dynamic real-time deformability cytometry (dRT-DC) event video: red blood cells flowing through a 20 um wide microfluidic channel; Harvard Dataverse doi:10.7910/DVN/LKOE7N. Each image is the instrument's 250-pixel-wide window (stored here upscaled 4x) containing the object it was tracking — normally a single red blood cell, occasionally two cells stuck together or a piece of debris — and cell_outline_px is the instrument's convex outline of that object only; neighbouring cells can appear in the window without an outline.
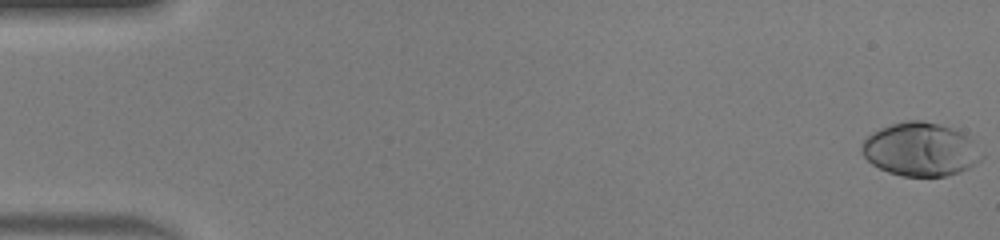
{"species": "human", "species_latin": "Homo sapiens", "temperature_condition": "warm", "stored_images_in_passage": 51, "camera_frame_rate_fps": 3000, "um_per_image_px": 0.085, "donor": {"sex": "male"}, "frame": {"image": 1, "passage_image": 1, "time_ms": 0.0, "image_size_px": [1000, 240], "cell_outline_px": [[984, 156], [980, 160], [968, 168], [960, 172], [944, 176], [904, 176], [888, 172], [872, 164], [864, 156], [860, 148], [864, 140], [872, 132], [880, 128], [892, 124], [908, 120], [920, 120], [936, 124], [948, 128], [964, 136]], "centroid_in_image_um": [78.17, 12.72], "position_along_channel_um": 6.8, "area_um2": 36.41}}
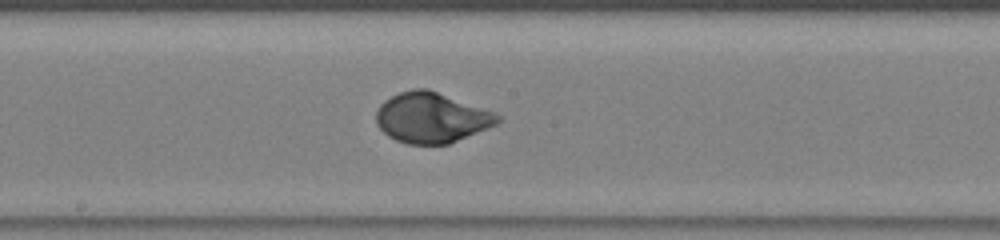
{"frame": {"image": 2, "passage_image": 28, "time_ms": 9.0, "image_size_px": [1000, 240], "cell_outline_px": [[500, 120], [496, 124], [488, 128], [448, 144], [408, 144], [396, 140], [388, 136], [376, 124], [376, 112], [380, 104], [384, 100], [400, 92], [412, 88], [428, 88], [496, 112], [500, 116]], "centroid_in_image_um": [36.67, 9.99], "position_along_channel_um": 211.5, "area_um2": 35.72}}
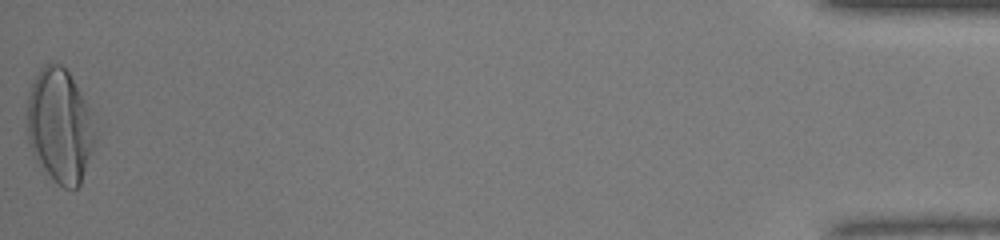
{"frame": {"image": 3, "passage_image": 51, "time_ms": 16.667, "image_size_px": [1000, 240], "cell_outline_px": [[96, 140], [80, 184], [76, 188], [64, 188], [36, 160], [28, 144], [28, 92], [40, 68], [44, 64], [60, 64], [68, 72], [84, 100], [88, 108], [96, 132]], "centroid_in_image_um": [5.08, 10.69], "position_along_channel_um": 430.1, "area_um2": 44.33}, "authors_computed_cell_mechanics": {"area_um2": 35.1424, "velocity_mm_per_s": 4.1264, "shape_relaxation_time_tau1_ms": 3.2058, "shape_relaxation_time_tau2_ms": null, "deformation_change_tau1": 0.2291, "deformation_change_tau2": null}}